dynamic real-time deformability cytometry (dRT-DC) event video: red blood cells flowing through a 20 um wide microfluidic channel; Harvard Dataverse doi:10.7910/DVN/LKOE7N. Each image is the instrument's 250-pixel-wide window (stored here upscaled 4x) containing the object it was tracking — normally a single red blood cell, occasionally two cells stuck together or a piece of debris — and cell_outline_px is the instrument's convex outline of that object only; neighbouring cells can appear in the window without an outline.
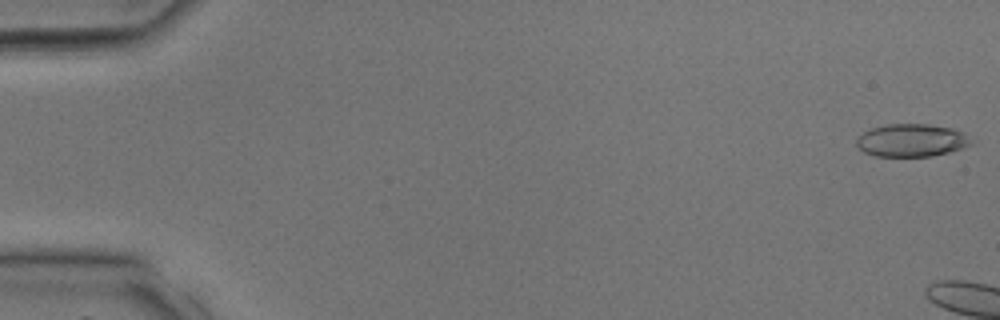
{"species": "common noctule bat (a hibernating species)", "species_latin": "Nyctalus noctula", "temperature_condition": "room temperature", "stored_images_in_passage": 3, "camera_frame_rate_fps": 3000, "um_per_image_px": 0.085, "animal": {"sex": "male", "body_mass_g": 17.9, "forearm_length_mm": 54.2}, "frame": {"image": 1, "passage_image": 1, "time_ms": 0.0, "image_size_px": [1000, 320], "cell_outline_px": [[972, 144], [948, 152], [932, 156], [876, 156], [864, 152], [856, 144], [856, 140], [864, 132], [872, 128], [888, 124], [928, 124], [952, 128], [964, 132], [972, 140]], "centroid_in_image_um": [77.5, 11.92], "position_along_channel_um": 7.5, "area_um2": 21.73}}